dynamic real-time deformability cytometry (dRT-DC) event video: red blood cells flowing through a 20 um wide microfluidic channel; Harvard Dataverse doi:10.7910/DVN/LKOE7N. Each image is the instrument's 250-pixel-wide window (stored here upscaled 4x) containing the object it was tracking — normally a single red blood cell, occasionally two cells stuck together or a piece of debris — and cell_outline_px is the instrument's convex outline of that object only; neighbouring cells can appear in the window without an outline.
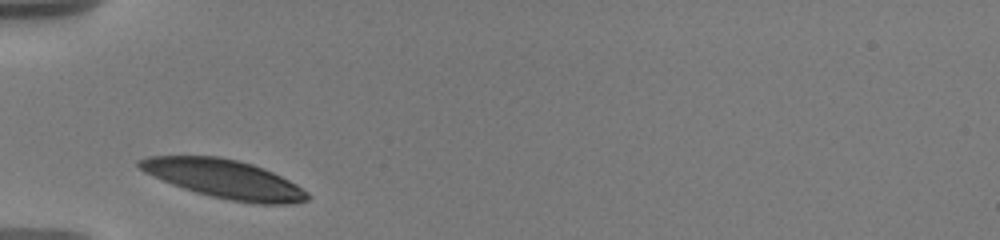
{"species": "human", "species_latin": "Homo sapiens", "temperature_condition": "warm", "stored_images_in_passage": 58, "camera_frame_rate_fps": 3000, "um_per_image_px": 0.085, "donor": {"sex": "male"}, "frame": {"image": 1, "passage_image": 1, "time_ms": 0.0, "image_size_px": [1000, 240], "cell_outline_px": [[308, 200], [292, 204], [260, 204], [232, 200], [212, 196], [196, 192], [172, 184], [144, 172], [136, 168], [136, 160], [148, 156], [216, 156], [236, 160], [252, 164], [264, 168], [296, 184], [308, 192]], "centroid_in_image_um": [19.03, 15.2], "position_along_channel_um": 66.0, "area_um2": 37.57}}
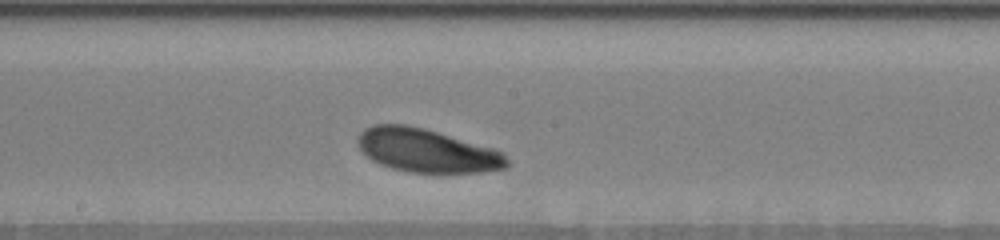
{"frame": {"image": 2, "passage_image": 25, "time_ms": 4.333, "image_size_px": [1000, 240], "cell_outline_px": [[508, 164], [504, 168], [484, 172], [408, 172], [392, 168], [380, 164], [372, 160], [360, 152], [356, 140], [360, 132], [364, 128], [372, 124], [408, 124], [424, 128], [492, 148], [500, 152], [508, 160]], "centroid_in_image_um": [36.19, 12.78], "position_along_channel_um": 212.0, "area_um2": 37.69}}
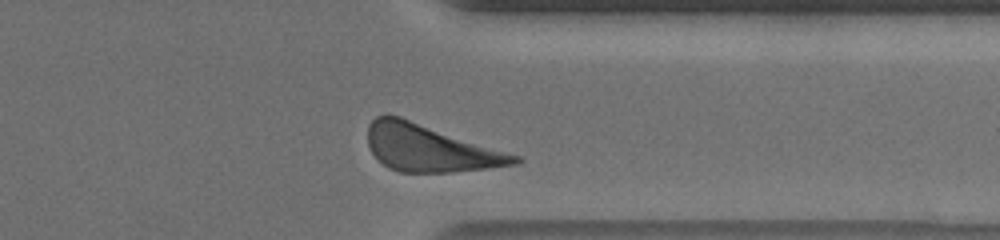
{"frame": {"image": 3, "passage_image": 53, "time_ms": 9.0, "image_size_px": [1000, 240], "cell_outline_px": [[524, 160], [520, 164], [452, 172], [400, 172], [388, 168], [372, 152], [368, 144], [368, 124], [376, 116], [400, 116], [520, 156]], "centroid_in_image_um": [36.56, 12.6], "position_along_channel_um": 374.8, "area_um2": 39.82}, "authors_computed_cell_mechanics": {"area_um2": 38.1191, "velocity_mm_per_s": 3.4795, "shape_relaxation_time_tau1_ms": 1.4483, "shape_relaxation_time_tau2_ms": 10.9944, "deformation_change_tau1": 0.117, "deformation_change_tau2": 0.2041}}